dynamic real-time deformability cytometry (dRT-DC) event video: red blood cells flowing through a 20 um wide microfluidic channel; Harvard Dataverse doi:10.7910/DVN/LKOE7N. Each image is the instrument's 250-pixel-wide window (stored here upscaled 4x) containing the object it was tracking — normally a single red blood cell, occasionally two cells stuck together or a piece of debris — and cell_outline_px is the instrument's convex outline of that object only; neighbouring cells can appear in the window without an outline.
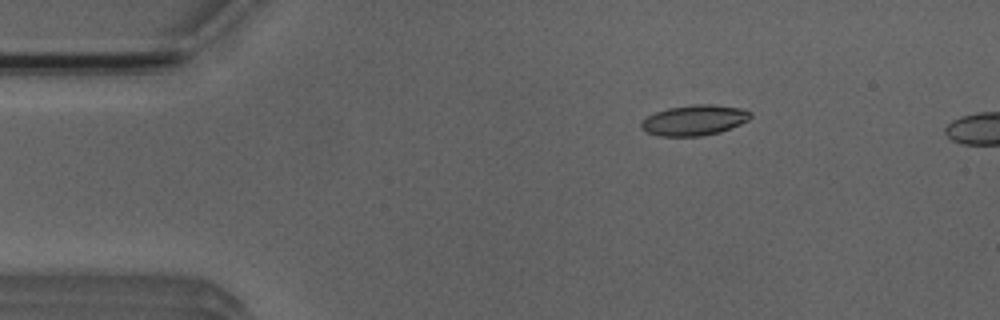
{"species": "Egyptian fruit bat (a non-hibernating species)", "species_latin": "Rousettus aegyptiacus", "temperature_condition": "room temperature", "stored_images_in_passage": 4, "camera_frame_rate_fps": 3000, "um_per_image_px": 0.085, "animal": {"sex": "male"}, "frame": {"image": 1, "passage_image": 3, "time_ms": 2.333, "image_size_px": [1000, 320], "cell_outline_px": [[752, 116], [748, 120], [740, 124], [720, 132], [700, 136], [660, 136], [648, 132], [640, 128], [640, 124], [648, 116], [656, 112], [668, 108], [692, 104], [716, 104], [740, 108], [752, 112]], "centroid_in_image_um": [59.04, 10.21], "position_along_channel_um": 26.0, "area_um2": 19.36}}